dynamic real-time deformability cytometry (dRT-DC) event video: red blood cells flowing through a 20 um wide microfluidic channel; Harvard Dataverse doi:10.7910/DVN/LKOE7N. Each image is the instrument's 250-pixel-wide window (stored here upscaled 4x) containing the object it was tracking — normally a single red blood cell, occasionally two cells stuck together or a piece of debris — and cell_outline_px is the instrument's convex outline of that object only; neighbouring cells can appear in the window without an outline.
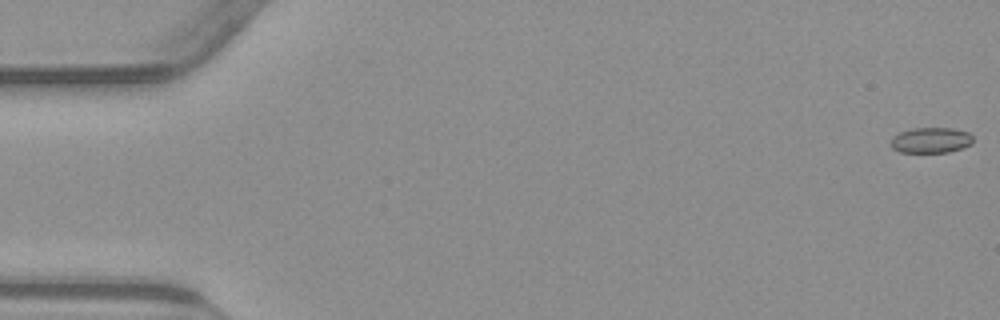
{"species": "common noctule bat (a hibernating species)", "species_latin": "Nyctalus noctula", "temperature_condition": "warm", "stored_images_in_passage": 55, "camera_frame_rate_fps": 3000, "um_per_image_px": 0.085, "animal": {"sex": "male", "body_mass_g": 23.1, "forearm_length_mm": 52.7}, "frame": {"image": 1, "passage_image": 1, "time_ms": 0.0, "image_size_px": [1000, 320], "cell_outline_px": [[972, 144], [948, 152], [900, 152], [892, 148], [892, 136], [900, 132], [912, 128], [952, 128], [968, 132], [972, 136]], "centroid_in_image_um": [79.12, 11.91], "position_along_channel_um": 5.9, "area_um2": 12.14}}
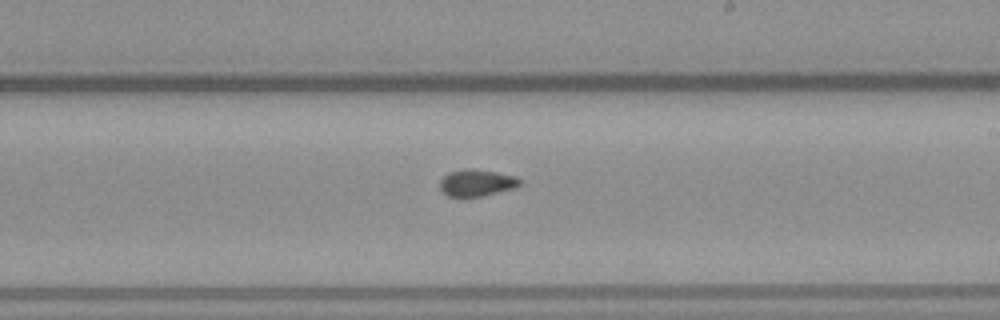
{"frame": {"image": 2, "passage_image": 32, "time_ms": 10.333, "image_size_px": [1000, 320], "cell_outline_px": [[520, 184], [516, 188], [480, 196], [448, 196], [440, 188], [440, 180], [448, 172], [472, 168], [496, 172], [516, 176], [520, 180]], "centroid_in_image_um": [40.53, 15.53], "position_along_channel_um": 248.5, "area_um2": 12.31}}
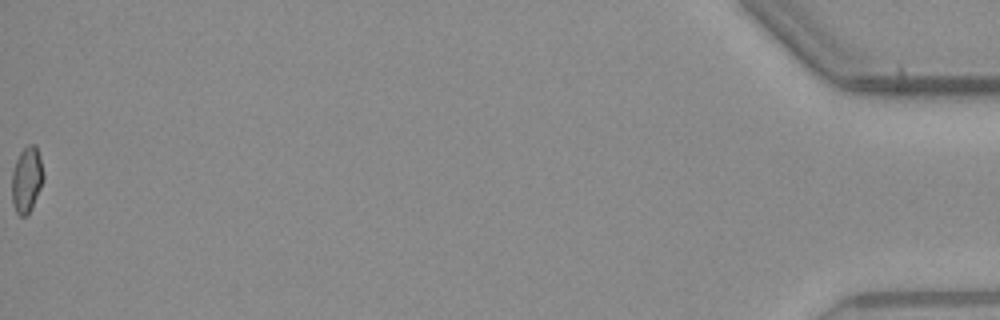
{"frame": {"image": 3, "passage_image": 55, "time_ms": 18.0, "image_size_px": [1000, 320], "cell_outline_px": [[44, 180], [32, 208], [24, 216], [20, 216], [16, 212], [12, 204], [12, 172], [16, 160], [20, 152], [28, 144], [36, 144], [40, 156], [44, 172]], "centroid_in_image_um": [2.28, 15.25], "position_along_channel_um": 432.9, "area_um2": 12.25}, "authors_computed_cell_mechanics": {"area_um2": 12.5426, "velocity_mm_per_s": 3.8548, "shape_relaxation_time_tau1_ms": null, "shape_relaxation_time_tau2_ms": 1.7112, "deformation_change_tau1": null, "deformation_change_tau2": 0.0575}}